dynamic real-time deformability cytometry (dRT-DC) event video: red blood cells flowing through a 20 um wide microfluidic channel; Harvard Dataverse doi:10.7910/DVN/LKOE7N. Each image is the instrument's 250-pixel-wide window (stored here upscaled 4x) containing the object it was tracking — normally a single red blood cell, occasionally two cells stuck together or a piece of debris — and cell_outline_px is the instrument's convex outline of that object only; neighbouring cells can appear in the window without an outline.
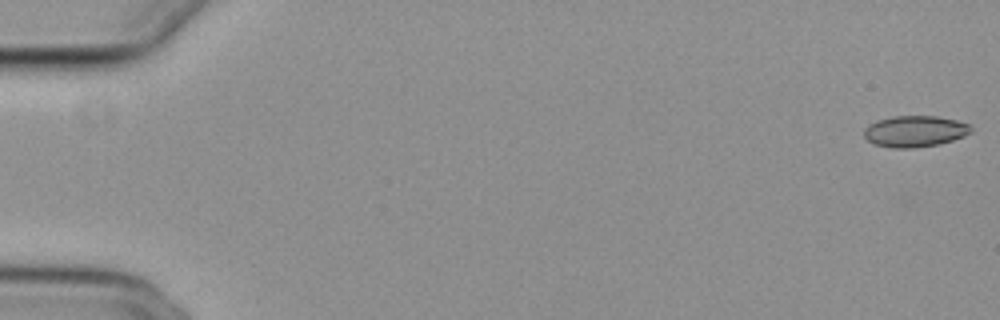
{"species": "common noctule bat (a hibernating species)", "species_latin": "Nyctalus noctula", "temperature_condition": "cold", "stored_images_in_passage": 54, "camera_frame_rate_fps": 3000, "um_per_image_px": 0.085, "animal": {"sex": "female", "body_mass_g": 29.2, "forearm_length_mm": 56.3}, "frame": {"image": 1, "passage_image": 1, "time_ms": 0.0, "image_size_px": [1000, 320], "cell_outline_px": [[972, 132], [964, 136], [940, 144], [916, 148], [892, 148], [872, 144], [864, 136], [864, 128], [868, 124], [876, 120], [892, 116], [936, 116], [956, 120], [968, 124], [972, 128]], "centroid_in_image_um": [77.74, 11.16], "position_along_channel_um": 7.3, "area_um2": 19.71}}
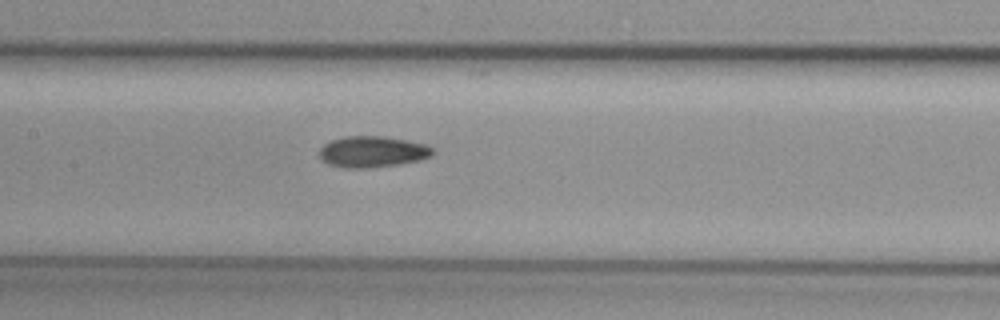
{"frame": {"image": 2, "passage_image": 27, "time_ms": 8.667, "image_size_px": [1000, 320], "cell_outline_px": [[436, 152], [432, 156], [420, 160], [400, 164], [368, 168], [344, 168], [328, 164], [320, 160], [320, 148], [324, 144], [332, 140], [344, 136], [384, 136], [428, 144], [436, 148]], "centroid_in_image_um": [31.71, 12.9], "position_along_channel_um": 175.7, "area_um2": 20.98}}
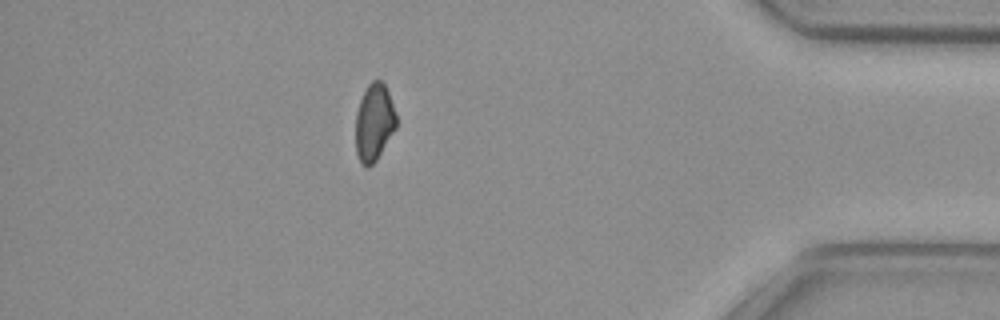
{"frame": {"image": 3, "passage_image": 48, "time_ms": 15.667, "image_size_px": [1000, 320], "cell_outline_px": [[396, 128], [376, 160], [368, 168], [360, 160], [356, 152], [356, 112], [360, 100], [368, 84], [372, 80], [380, 80], [384, 84], [388, 92], [396, 116]], "centroid_in_image_um": [31.79, 10.39], "position_along_channel_um": 403.4, "area_um2": 17.98}, "authors_computed_cell_mechanics": {"area_um2": 19.6231, "velocity_mm_per_s": 3.8458, "shape_relaxation_time_tau1_ms": null, "shape_relaxation_time_tau2_ms": 9.3171, "deformation_change_tau1": null, "deformation_change_tau2": 0.1397}}